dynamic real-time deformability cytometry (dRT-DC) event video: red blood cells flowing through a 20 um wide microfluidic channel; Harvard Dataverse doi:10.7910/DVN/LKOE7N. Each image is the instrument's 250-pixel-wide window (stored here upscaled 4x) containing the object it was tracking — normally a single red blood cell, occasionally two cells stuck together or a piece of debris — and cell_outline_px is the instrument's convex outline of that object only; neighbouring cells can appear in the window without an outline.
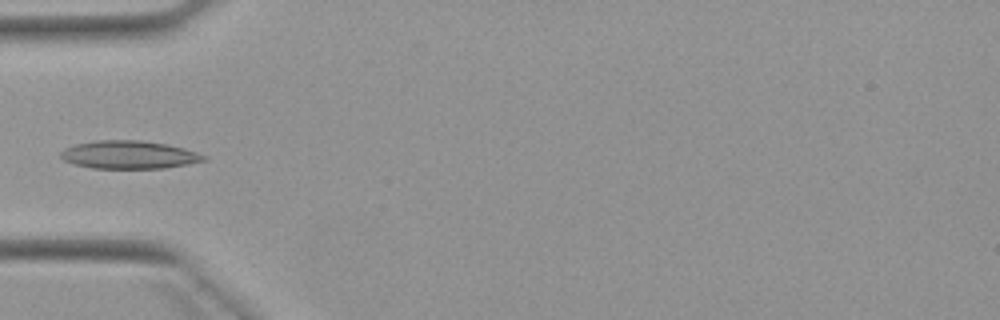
{"species": "Egyptian fruit bat (a non-hibernating species)", "species_latin": "Rousettus aegyptiacus", "temperature_condition": "warm", "stored_images_in_passage": 4, "camera_frame_rate_fps": 3000, "um_per_image_px": 0.085, "animal": {"sex": "female"}, "frame": {"image": 1, "passage_image": 4, "time_ms": 5.667, "image_size_px": [1000, 320], "cell_outline_px": [[208, 160], [188, 164], [164, 168], [92, 168], [72, 164], [64, 160], [60, 156], [60, 152], [64, 148], [76, 144], [96, 140], [140, 140], [164, 144], [184, 148], [208, 156]], "centroid_in_image_um": [10.96, 13.16], "position_along_channel_um": 74.0, "area_um2": 23.41}}